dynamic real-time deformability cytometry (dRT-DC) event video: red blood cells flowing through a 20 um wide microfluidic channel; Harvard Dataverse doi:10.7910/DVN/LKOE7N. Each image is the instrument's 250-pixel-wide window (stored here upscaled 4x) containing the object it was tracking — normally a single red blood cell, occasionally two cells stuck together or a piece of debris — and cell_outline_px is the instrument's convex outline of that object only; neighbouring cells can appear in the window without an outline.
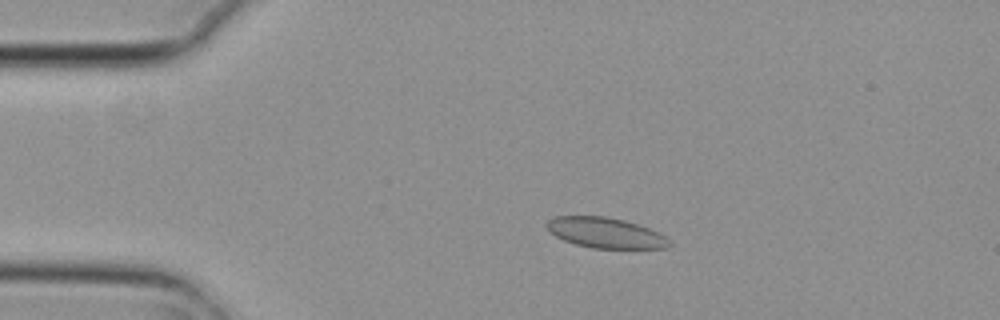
{"species": "common noctule bat (a hibernating species)", "species_latin": "Nyctalus noctula", "temperature_condition": "cold", "stored_images_in_passage": 6, "camera_frame_rate_fps": 3000, "um_per_image_px": 0.085, "animal": {"sex": "female", "body_mass_g": 29.2, "forearm_length_mm": 56.3}, "frame": {"image": 1, "passage_image": 4, "time_ms": 1.0, "image_size_px": [1000, 320], "cell_outline_px": [[672, 244], [668, 248], [592, 248], [576, 244], [564, 240], [548, 232], [544, 224], [548, 220], [556, 216], [604, 216], [624, 220], [660, 232]], "centroid_in_image_um": [51.43, 19.78], "position_along_channel_um": 33.6, "area_um2": 21.73}}